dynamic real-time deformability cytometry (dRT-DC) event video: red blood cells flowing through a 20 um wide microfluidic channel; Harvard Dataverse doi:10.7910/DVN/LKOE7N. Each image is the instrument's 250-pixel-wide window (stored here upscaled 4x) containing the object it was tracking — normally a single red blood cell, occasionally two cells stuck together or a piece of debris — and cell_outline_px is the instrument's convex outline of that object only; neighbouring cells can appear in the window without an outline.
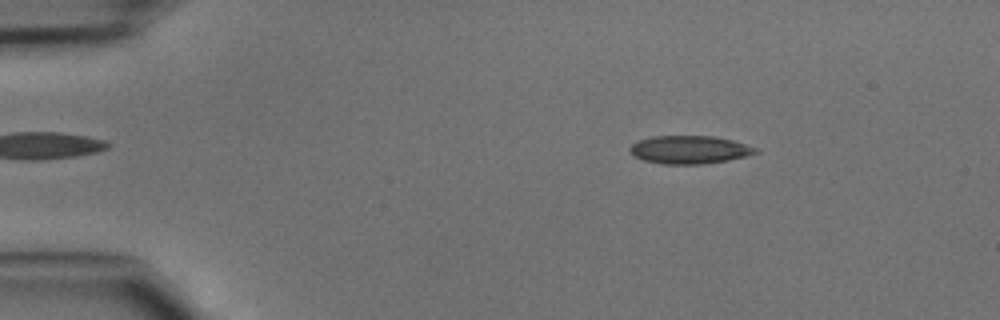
{"species": "common noctule bat (a hibernating species)", "species_latin": "Nyctalus noctula", "temperature_condition": "cold", "stored_images_in_passage": 46, "camera_frame_rate_fps": 3000, "um_per_image_px": 0.085, "animal": {"sex": "male", "body_mass_g": 15.6}, "frame": {"image": 1, "passage_image": 7, "time_ms": 2.0, "image_size_px": [1000, 320], "cell_outline_px": [[760, 152], [748, 156], [728, 160], [700, 164], [664, 164], [644, 160], [632, 156], [628, 148], [632, 144], [640, 140], [652, 136], [712, 136], [732, 140], [756, 148]], "centroid_in_image_um": [58.59, 12.73], "position_along_channel_um": 26.4, "area_um2": 20.52}}
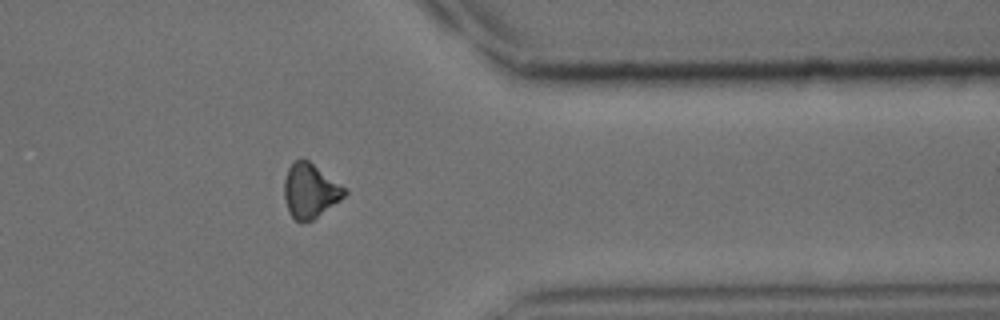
{"frame": {"image": 2, "passage_image": 37, "time_ms": 12.0, "image_size_px": [1000, 320], "cell_outline_px": [[348, 192], [340, 200], [312, 220], [300, 224], [288, 212], [284, 196], [284, 180], [288, 168], [300, 156], [308, 160], [344, 188]], "centroid_in_image_um": [26.32, 16.23], "position_along_channel_um": 385.1, "area_um2": 18.9}}
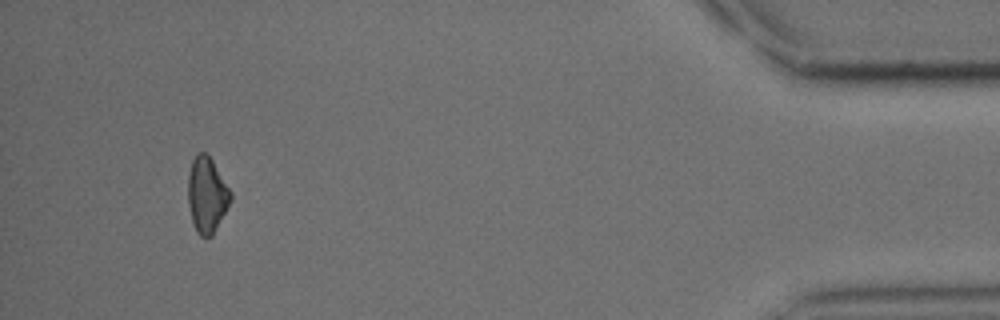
{"frame": {"image": 3, "passage_image": 43, "time_ms": 14.0, "image_size_px": [1000, 320], "cell_outline_px": [[232, 200], [212, 236], [200, 236], [196, 232], [192, 224], [188, 204], [188, 176], [192, 160], [196, 152], [208, 152], [232, 192]], "centroid_in_image_um": [17.58, 16.54], "position_along_channel_um": 417.6, "area_um2": 19.13}}